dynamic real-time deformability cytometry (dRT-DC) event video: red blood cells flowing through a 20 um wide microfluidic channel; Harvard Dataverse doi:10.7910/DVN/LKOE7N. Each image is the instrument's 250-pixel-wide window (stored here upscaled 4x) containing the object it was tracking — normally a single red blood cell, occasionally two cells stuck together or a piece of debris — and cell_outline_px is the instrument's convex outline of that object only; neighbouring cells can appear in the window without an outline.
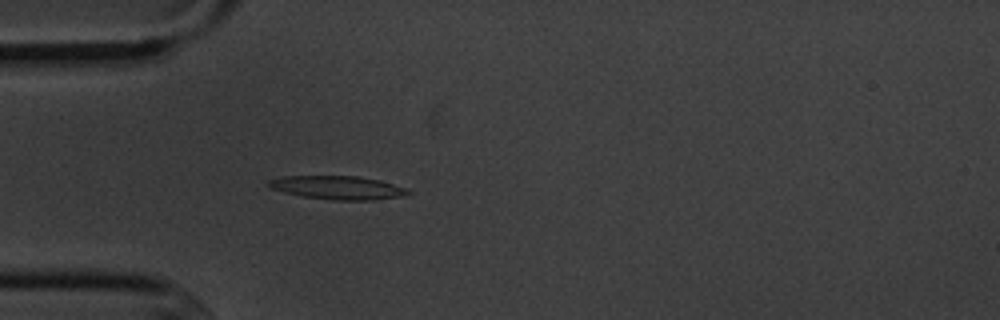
{"species": "common noctule bat (a hibernating species)", "species_latin": "Nyctalus noctula", "temperature_condition": "cold", "stored_images_in_passage": 3, "camera_frame_rate_fps": 3000, "um_per_image_px": 0.085, "animal": {"sex": "male", "body_mass_g": 20.1, "forearm_length_mm": 53.5}, "frame": {"image": 1, "passage_image": 3, "time_ms": 3.0, "image_size_px": [1000, 320], "cell_outline_px": [[412, 192], [400, 196], [376, 200], [332, 200], [304, 196], [284, 192], [272, 188], [268, 184], [268, 180], [280, 176], [356, 176], [380, 180], [404, 188]], "centroid_in_image_um": [28.68, 15.94], "position_along_channel_um": 56.3, "area_um2": 18.84}}